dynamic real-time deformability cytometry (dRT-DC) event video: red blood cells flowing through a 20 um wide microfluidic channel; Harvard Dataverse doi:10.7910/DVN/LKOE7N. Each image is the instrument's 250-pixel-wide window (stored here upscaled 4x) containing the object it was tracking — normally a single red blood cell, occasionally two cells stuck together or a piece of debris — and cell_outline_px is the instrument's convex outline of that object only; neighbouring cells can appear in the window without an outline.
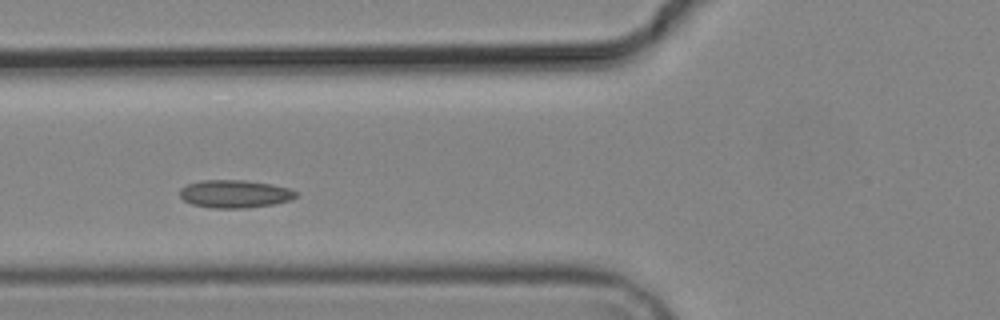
{"species": "common noctule bat (a hibernating species)", "species_latin": "Nyctalus noctula", "temperature_condition": "cold", "stored_images_in_passage": 5, "camera_frame_rate_fps": 3000, "um_per_image_px": 0.085, "animal": {"sex": "male", "body_mass_g": 19.2, "forearm_length_mm": 51.8}, "frame": {"image": 1, "passage_image": 4, "time_ms": 3.333, "image_size_px": [1000, 320], "cell_outline_px": [[300, 192], [292, 200], [272, 204], [244, 208], [212, 208], [192, 204], [184, 200], [180, 196], [180, 188], [188, 184], [200, 180], [244, 180], [272, 184], [288, 188]], "centroid_in_image_um": [19.97, 16.47], "position_along_channel_um": 105.8, "area_um2": 18.9}}
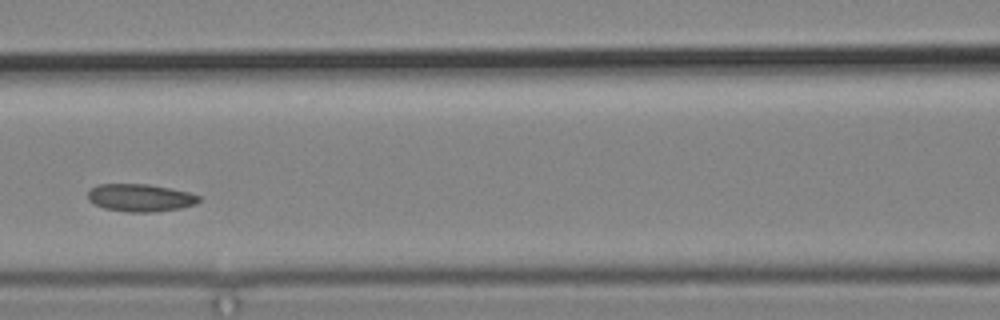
{"frame": {"image": 2, "passage_image": 5, "time_ms": 4.667, "image_size_px": [1000, 320], "cell_outline_px": [[200, 200], [196, 204], [180, 208], [152, 212], [128, 212], [104, 208], [88, 200], [88, 192], [96, 184], [148, 184], [188, 192], [200, 196]], "centroid_in_image_um": [11.92, 16.81], "position_along_channel_um": 154.7, "area_um2": 17.74}}